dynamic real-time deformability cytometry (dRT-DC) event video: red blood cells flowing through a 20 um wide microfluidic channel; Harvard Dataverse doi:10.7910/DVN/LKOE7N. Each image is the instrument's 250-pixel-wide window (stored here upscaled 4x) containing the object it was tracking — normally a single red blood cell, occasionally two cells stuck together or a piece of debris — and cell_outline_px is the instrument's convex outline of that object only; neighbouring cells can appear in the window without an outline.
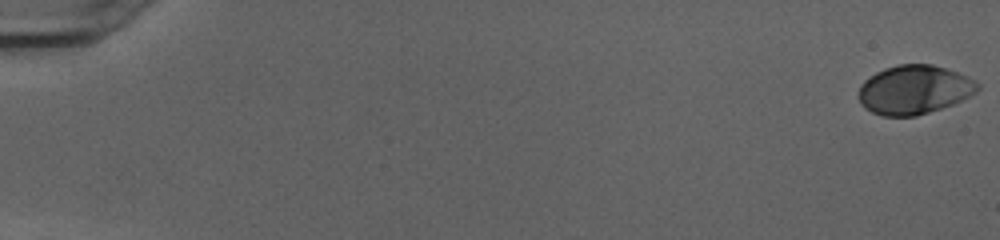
{"species": "human", "species_latin": "Homo sapiens", "temperature_condition": "cold", "stored_images_in_passage": 53, "camera_frame_rate_fps": 3000, "um_per_image_px": 0.085, "donor": {"sex": "female"}, "frame": {"image": 1, "passage_image": 1, "time_ms": 0.0, "image_size_px": [1000, 240], "cell_outline_px": [[980, 88], [976, 92], [952, 104], [916, 116], [884, 116], [872, 112], [864, 108], [860, 104], [860, 84], [864, 80], [876, 72], [884, 68], [896, 64], [932, 64], [956, 72], [980, 84]], "centroid_in_image_um": [77.67, 7.62], "position_along_channel_um": 7.3, "area_um2": 33.64}}
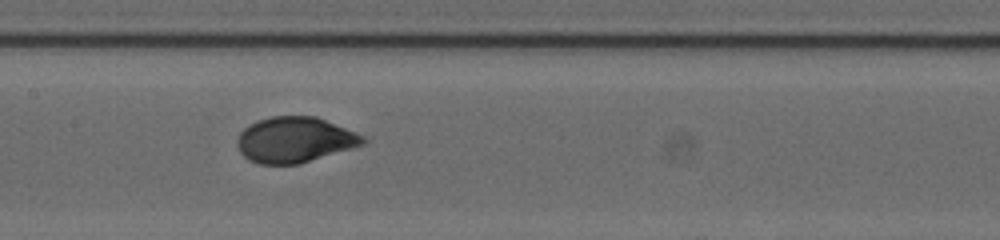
{"frame": {"image": 2, "passage_image": 28, "time_ms": 9.0, "image_size_px": [1000, 240], "cell_outline_px": [[368, 140], [364, 144], [300, 164], [260, 164], [248, 160], [240, 152], [236, 144], [236, 140], [240, 132], [244, 128], [256, 120], [272, 116], [316, 116], [364, 136]], "centroid_in_image_um": [25.02, 11.88], "position_along_channel_um": 182.4, "area_um2": 33.41}}
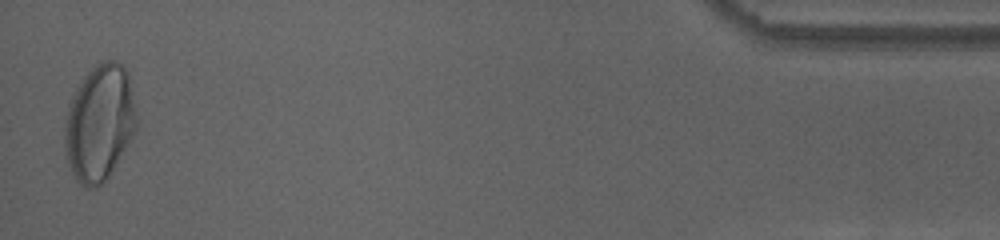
{"frame": {"image": 3, "passage_image": 52, "time_ms": 17.0, "image_size_px": [1000, 240], "cell_outline_px": [[136, 128], [132, 136], [108, 176], [96, 188], [84, 188], [76, 180], [68, 164], [64, 148], [64, 124], [68, 104], [80, 80], [96, 64], [104, 60], [116, 60], [128, 72], [136, 116]], "centroid_in_image_um": [8.41, 10.44], "position_along_channel_um": 426.8, "area_um2": 48.49}, "authors_computed_cell_mechanics": {"area_um2": 33.9286, "velocity_mm_per_s": 4.0189, "shape_relaxation_time_tau1_ms": 3.893, "shape_relaxation_time_tau2_ms": null, "deformation_change_tau1": 0.1812, "deformation_change_tau2": null}}